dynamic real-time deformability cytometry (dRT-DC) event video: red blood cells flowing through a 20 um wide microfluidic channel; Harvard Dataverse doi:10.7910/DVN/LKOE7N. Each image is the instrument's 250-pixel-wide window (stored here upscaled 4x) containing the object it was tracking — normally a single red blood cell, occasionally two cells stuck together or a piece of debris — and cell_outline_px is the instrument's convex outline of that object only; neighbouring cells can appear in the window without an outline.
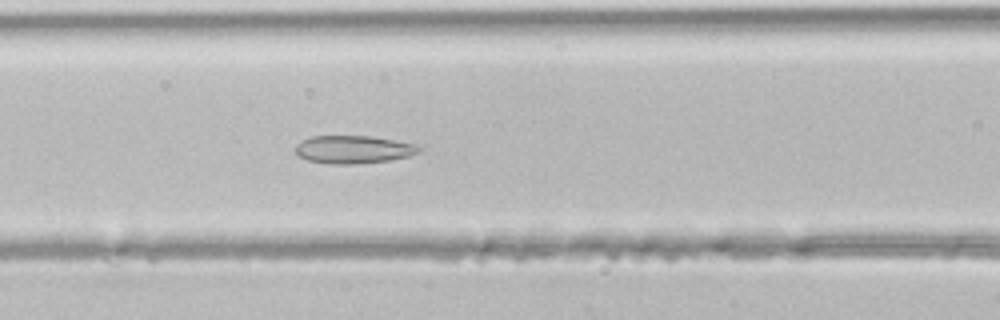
{"species": "common noctule bat (a hibernating species)", "species_latin": "Nyctalus noctula", "temperature_condition": "room temperature", "stored_images_in_passage": 44, "camera_frame_rate_fps": 3000, "um_per_image_px": 0.085, "animal": {"sex": "male", "body_mass_g": 21.5, "forearm_length_mm": 52.0}, "frame": {"image": 1, "passage_image": 18, "time_ms": 5.667, "image_size_px": [1000, 320], "cell_outline_px": [[424, 148], [420, 152], [408, 156], [388, 160], [356, 164], [332, 164], [308, 160], [300, 156], [296, 152], [296, 144], [300, 140], [312, 136], [372, 136], [416, 144]], "centroid_in_image_um": [30.06, 12.7], "position_along_channel_um": 136.5, "area_um2": 20.11}}
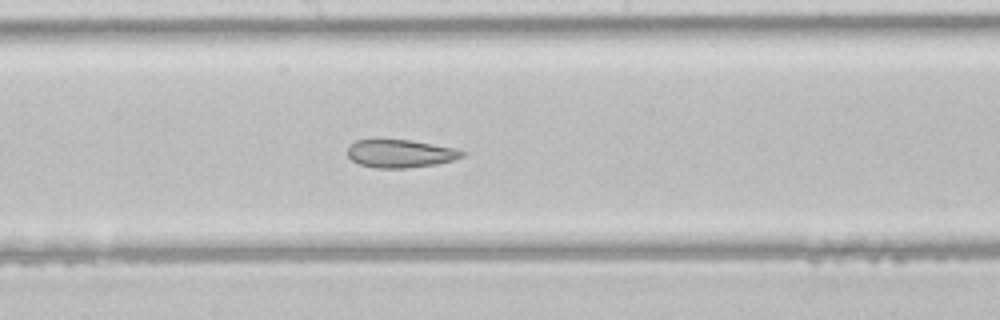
{"frame": {"image": 2, "passage_image": 23, "time_ms": 7.333, "image_size_px": [1000, 320], "cell_outline_px": [[464, 156], [452, 160], [436, 164], [404, 168], [376, 168], [360, 164], [352, 160], [348, 156], [348, 148], [356, 140], [408, 140], [456, 148], [464, 152]], "centroid_in_image_um": [34.03, 13.06], "position_along_channel_um": 214.2, "area_um2": 18.38}}
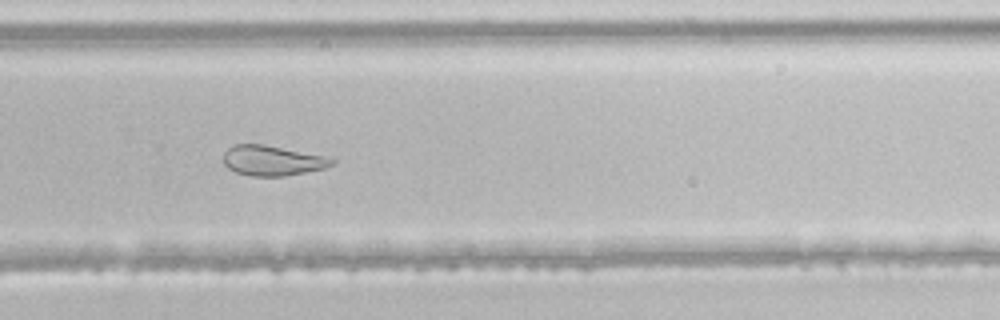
{"frame": {"image": 3, "passage_image": 29, "time_ms": 9.333, "image_size_px": [1000, 320], "cell_outline_px": [[336, 160], [332, 164], [324, 168], [284, 176], [252, 176], [236, 172], [228, 168], [224, 164], [224, 152], [232, 144], [264, 144], [324, 156]], "centroid_in_image_um": [23.1, 13.64], "position_along_channel_um": 306.7, "area_um2": 18.84}}